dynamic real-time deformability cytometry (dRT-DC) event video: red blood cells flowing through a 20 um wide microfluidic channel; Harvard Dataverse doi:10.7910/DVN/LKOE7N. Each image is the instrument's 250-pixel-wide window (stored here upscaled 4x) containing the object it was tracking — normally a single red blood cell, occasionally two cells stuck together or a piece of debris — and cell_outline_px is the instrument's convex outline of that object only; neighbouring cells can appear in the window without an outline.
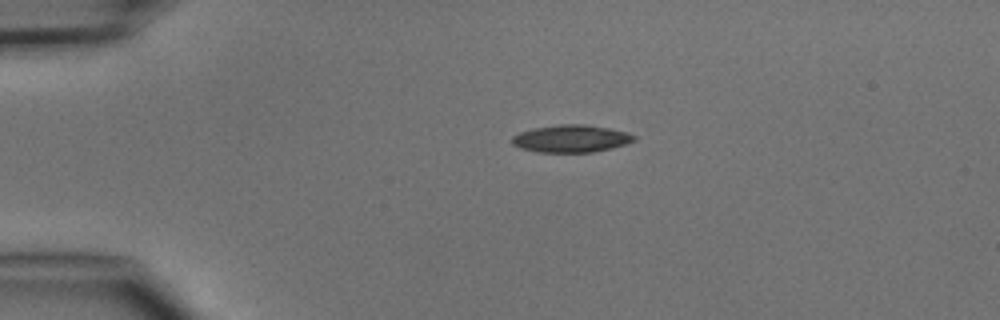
{"species": "common noctule bat (a hibernating species)", "species_latin": "Nyctalus noctula", "temperature_condition": "cold", "stored_images_in_passage": 2, "camera_frame_rate_fps": 3000, "um_per_image_px": 0.085, "animal": {"sex": "male", "body_mass_g": 15.6}, "frame": {"image": 1, "passage_image": 1, "time_ms": 0.0, "image_size_px": [1000, 320], "cell_outline_px": [[636, 140], [612, 148], [592, 152], [540, 152], [520, 148], [512, 144], [512, 136], [520, 132], [532, 128], [560, 124], [584, 124], [608, 128], [628, 132], [636, 136]], "centroid_in_image_um": [48.54, 11.78], "position_along_channel_um": 36.5, "area_um2": 19.48}}